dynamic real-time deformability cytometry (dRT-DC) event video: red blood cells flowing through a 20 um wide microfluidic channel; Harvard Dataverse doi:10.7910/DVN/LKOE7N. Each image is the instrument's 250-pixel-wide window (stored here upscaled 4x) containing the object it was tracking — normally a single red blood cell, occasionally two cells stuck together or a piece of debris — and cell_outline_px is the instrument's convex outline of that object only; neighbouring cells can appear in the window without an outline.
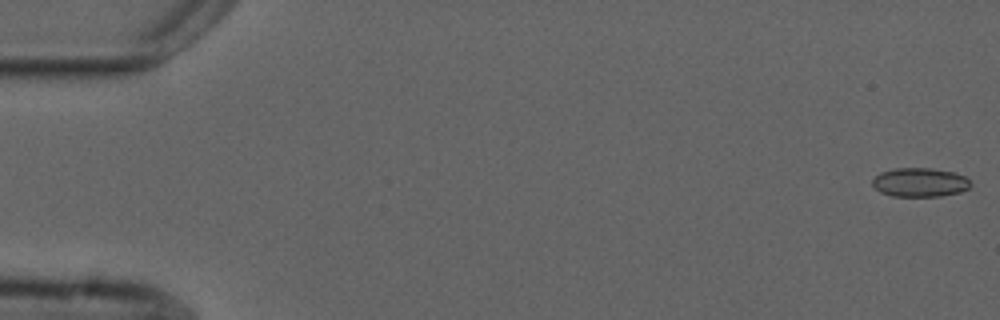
{"species": "common noctule bat (a hibernating species)", "species_latin": "Nyctalus noctula", "temperature_condition": "cold", "stored_images_in_passage": 28, "camera_frame_rate_fps": 3000, "um_per_image_px": 0.085, "animal": {"sex": "male", "forearm_length_mm": 52.5}, "frame": {"image": 1, "passage_image": 1, "time_ms": 0.0, "image_size_px": [1000, 320], "cell_outline_px": [[972, 184], [968, 188], [960, 192], [940, 196], [892, 196], [880, 192], [872, 184], [872, 180], [880, 172], [896, 168], [932, 168], [952, 172], [964, 176]], "centroid_in_image_um": [78.18, 15.5], "position_along_channel_um": 6.8, "area_um2": 16.47}}
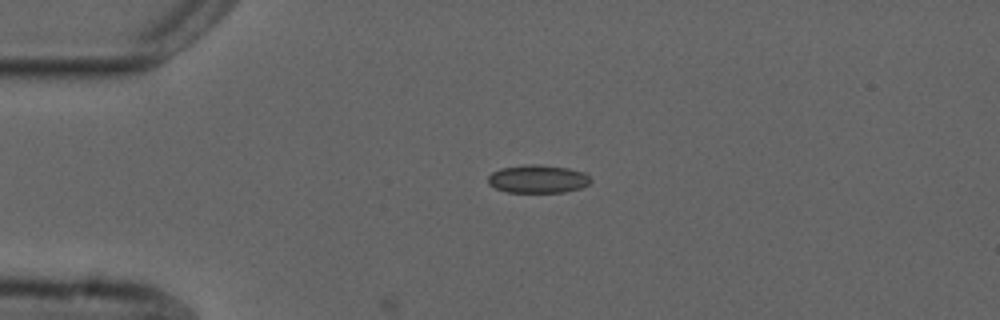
{"frame": {"image": 2, "passage_image": 13, "time_ms": 4.0, "image_size_px": [1000, 320], "cell_outline_px": [[592, 180], [588, 184], [580, 188], [564, 192], [508, 192], [496, 188], [488, 184], [488, 176], [492, 172], [500, 168], [528, 164], [532, 164], [568, 168], [584, 172]], "centroid_in_image_um": [45.7, 15.21], "position_along_channel_um": 39.3, "area_um2": 16.7}}
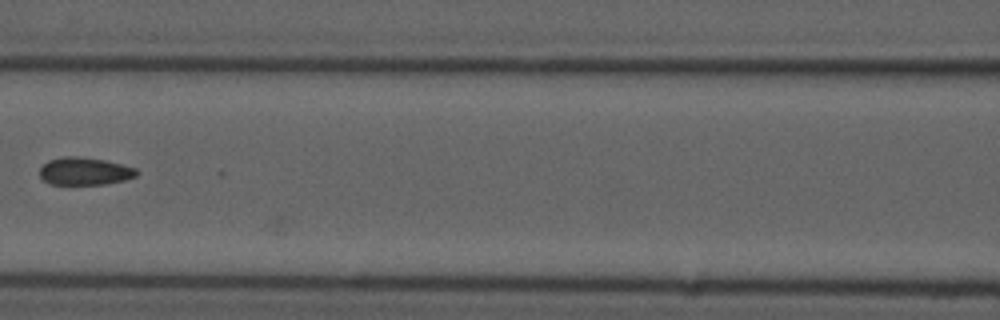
{"frame": {"image": 3, "passage_image": 25, "time_ms": 8.0, "image_size_px": [1000, 320], "cell_outline_px": [[140, 172], [136, 176], [124, 180], [104, 184], [52, 184], [44, 180], [40, 176], [40, 168], [48, 160], [64, 156], [76, 156], [104, 160], [136, 168]], "centroid_in_image_um": [7.2, 14.55], "position_along_channel_um": 159.4, "area_um2": 15.49}}